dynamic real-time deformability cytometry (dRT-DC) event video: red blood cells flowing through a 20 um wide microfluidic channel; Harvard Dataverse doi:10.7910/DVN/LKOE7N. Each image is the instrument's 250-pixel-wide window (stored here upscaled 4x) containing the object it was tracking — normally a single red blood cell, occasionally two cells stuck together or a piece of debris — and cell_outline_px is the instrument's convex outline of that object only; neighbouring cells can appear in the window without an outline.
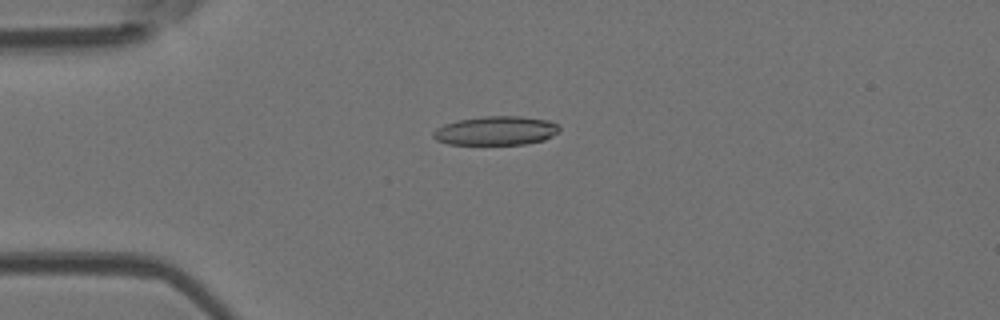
{"species": "Egyptian fruit bat (a non-hibernating species)", "species_latin": "Rousettus aegyptiacus", "temperature_condition": "room temperature", "stored_images_in_passage": 52, "camera_frame_rate_fps": 3000, "um_per_image_px": 0.085, "animal": {"sex": "female"}, "frame": {"image": 1, "passage_image": 13, "time_ms": 4.0, "image_size_px": [1000, 320], "cell_outline_px": [[560, 128], [552, 136], [544, 140], [524, 144], [448, 144], [436, 140], [432, 136], [432, 132], [436, 128], [444, 124], [456, 120], [484, 116], [520, 116], [548, 120], [556, 124]], "centroid_in_image_um": [42.11, 11.1], "position_along_channel_um": 42.9, "area_um2": 21.27}}
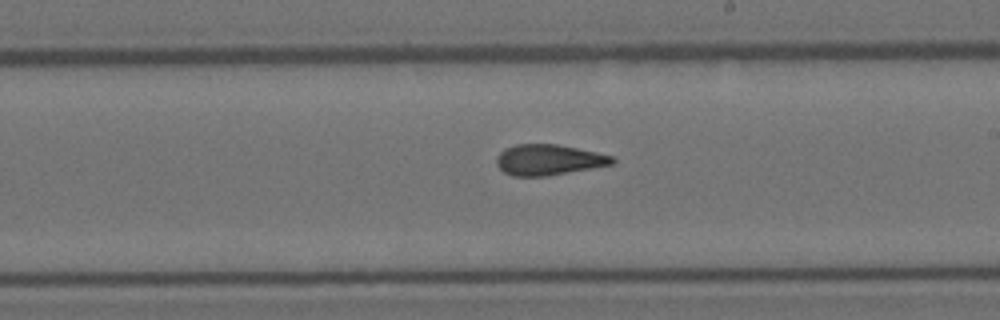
{"frame": {"image": 2, "passage_image": 30, "time_ms": 9.667, "image_size_px": [1000, 320], "cell_outline_px": [[616, 160], [612, 164], [548, 176], [512, 176], [504, 172], [496, 164], [496, 156], [504, 148], [516, 144], [556, 144], [596, 152], [612, 156]], "centroid_in_image_um": [46.59, 13.58], "position_along_channel_um": 242.4, "area_um2": 20.63}}
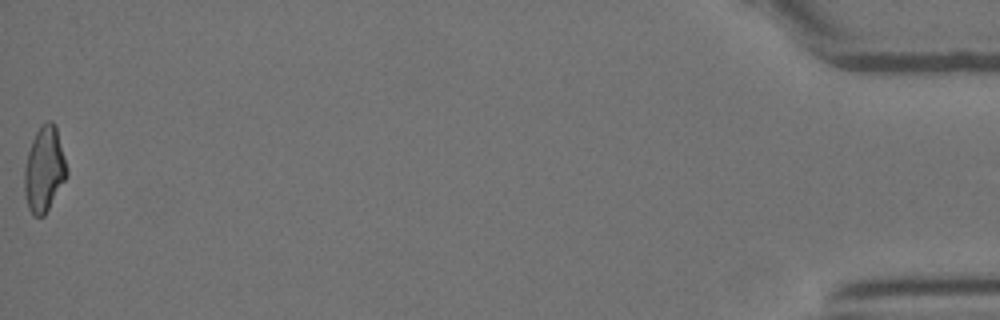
{"frame": {"image": 3, "passage_image": 52, "time_ms": 17.0, "image_size_px": [1000, 320], "cell_outline_px": [[68, 176], [44, 216], [32, 216], [28, 208], [24, 192], [24, 168], [28, 152], [32, 140], [40, 124], [48, 120], [52, 120], [56, 124], [68, 168]], "centroid_in_image_um": [3.77, 14.37], "position_along_channel_um": 431.4, "area_um2": 21.44}, "authors_computed_cell_mechanics": {"area_um2": 21.097, "velocity_mm_per_s": 3.9273, "shape_relaxation_time_tau1_ms": null, "shape_relaxation_time_tau2_ms": 1.8336, "deformation_change_tau1": null, "deformation_change_tau2": 0.0963}}